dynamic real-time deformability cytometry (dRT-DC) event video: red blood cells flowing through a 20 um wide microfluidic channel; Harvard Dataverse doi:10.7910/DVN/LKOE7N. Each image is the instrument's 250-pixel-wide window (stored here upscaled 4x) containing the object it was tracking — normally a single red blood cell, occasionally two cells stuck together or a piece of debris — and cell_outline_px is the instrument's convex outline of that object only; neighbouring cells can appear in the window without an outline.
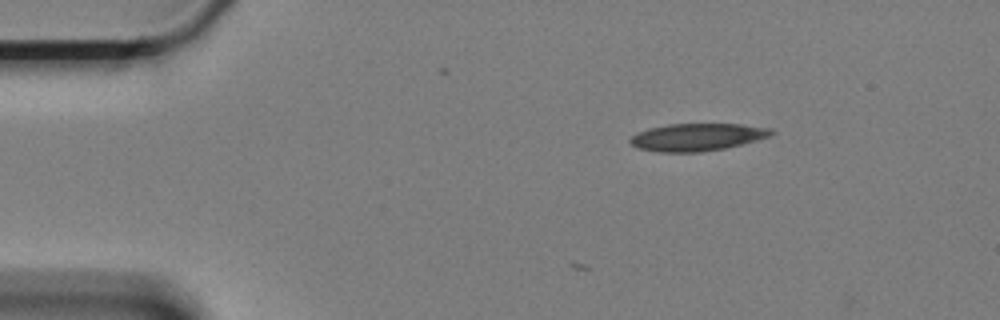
{"species": "Egyptian fruit bat (a non-hibernating species)", "species_latin": "Rousettus aegyptiacus", "temperature_condition": "cold", "stored_images_in_passage": 2, "camera_frame_rate_fps": 3000, "um_per_image_px": 0.085, "animal": {"sex": "female"}, "frame": {"image": 1, "passage_image": 1, "time_ms": 0.0, "image_size_px": [1000, 320], "cell_outline_px": [[776, 132], [768, 136], [756, 140], [724, 148], [700, 152], [660, 152], [636, 148], [628, 140], [636, 132], [648, 128], [668, 124], [740, 124], [772, 128]], "centroid_in_image_um": [59.22, 11.65], "position_along_channel_um": 25.8, "area_um2": 22.54}}